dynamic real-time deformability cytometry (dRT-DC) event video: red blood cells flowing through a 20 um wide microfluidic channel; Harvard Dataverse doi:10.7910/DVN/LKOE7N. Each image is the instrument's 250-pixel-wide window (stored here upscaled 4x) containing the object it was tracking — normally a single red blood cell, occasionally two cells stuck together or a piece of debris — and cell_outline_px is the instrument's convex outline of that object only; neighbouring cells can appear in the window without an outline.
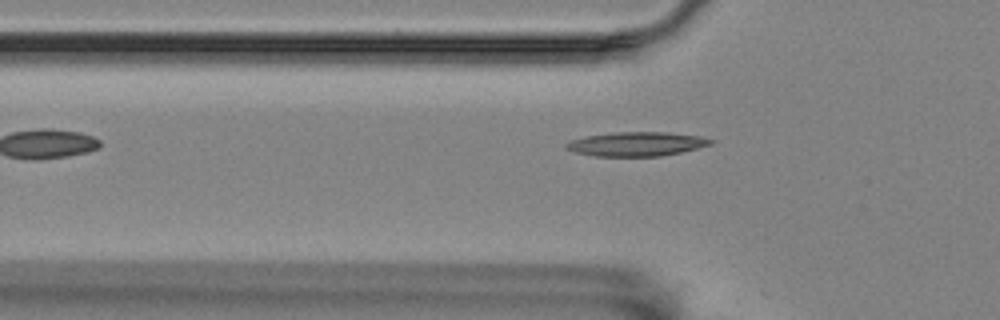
{"species": "Egyptian fruit bat (a non-hibernating species)", "species_latin": "Rousettus aegyptiacus", "temperature_condition": "room temperature", "stored_images_in_passage": 5, "camera_frame_rate_fps": 3000, "um_per_image_px": 0.085, "animal": {"sex": "female"}, "frame": {"image": 1, "passage_image": 5, "time_ms": 1.333, "image_size_px": [1000, 320], "cell_outline_px": [[716, 140], [712, 144], [680, 152], [660, 156], [596, 156], [572, 152], [564, 148], [564, 144], [572, 140], [584, 136], [616, 132], [668, 132], [700, 136]], "centroid_in_image_um": [54.08, 12.23], "position_along_channel_um": 71.7, "area_um2": 20.4}}